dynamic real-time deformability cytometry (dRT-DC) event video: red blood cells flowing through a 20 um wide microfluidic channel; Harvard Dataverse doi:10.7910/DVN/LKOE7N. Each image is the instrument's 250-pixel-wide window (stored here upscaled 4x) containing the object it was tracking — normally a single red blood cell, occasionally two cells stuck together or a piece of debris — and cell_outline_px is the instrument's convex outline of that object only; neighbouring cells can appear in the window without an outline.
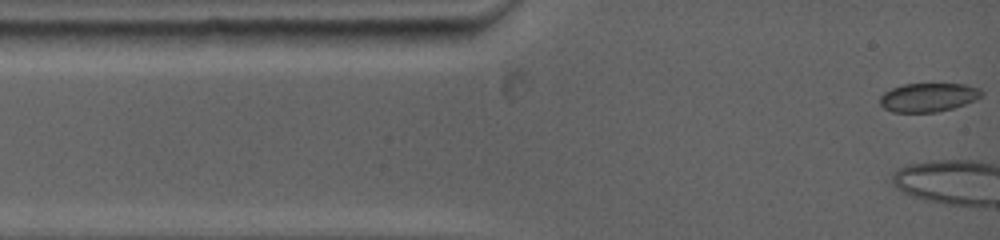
{"species": "common noctule bat (a hibernating species)", "species_latin": "Nyctalus noctula", "temperature_condition": "warm", "stored_images_in_passage": 5, "camera_frame_rate_fps": 5000, "um_per_image_px": 0.085, "animal": {"sex": "female", "body_mass_g": 19.0, "forearm_length_mm": 53.3}, "frame": {"image": 1, "passage_image": 1, "time_ms": 0.0, "image_size_px": [1000, 240], "cell_outline_px": [[984, 92], [976, 100], [952, 108], [936, 112], [892, 112], [884, 108], [880, 104], [880, 96], [884, 92], [892, 88], [904, 84], [964, 84], [980, 88]], "centroid_in_image_um": [78.9, 8.27], "position_along_channel_um": 6.1, "area_um2": 16.99}}